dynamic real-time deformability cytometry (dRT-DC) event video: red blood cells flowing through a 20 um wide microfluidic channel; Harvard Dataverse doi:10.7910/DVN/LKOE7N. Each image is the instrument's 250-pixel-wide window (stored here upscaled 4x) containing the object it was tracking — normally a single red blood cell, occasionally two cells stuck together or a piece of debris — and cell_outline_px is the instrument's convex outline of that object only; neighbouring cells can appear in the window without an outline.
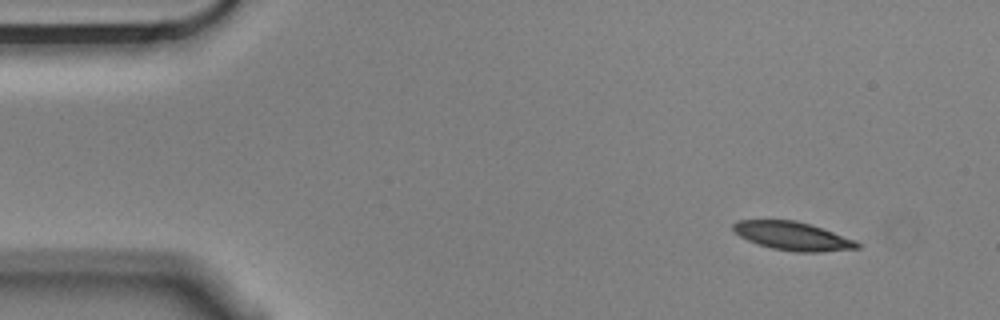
{"species": "Egyptian fruit bat (a non-hibernating species)", "species_latin": "Rousettus aegyptiacus", "temperature_condition": "cold", "stored_images_in_passage": 4, "segment_of_instrument_passage": [1, 2], "camera_frame_rate_fps": 3000, "um_per_image_px": 0.085, "animal": {"sex": "male"}, "frame": {"image": 1, "passage_image": 1, "time_ms": 0.0, "image_size_px": [1000, 320], "cell_outline_px": [[860, 248], [820, 252], [796, 252], [772, 248], [748, 240], [740, 236], [732, 228], [732, 224], [740, 220], [796, 220], [856, 240], [860, 244]], "centroid_in_image_um": [67.39, 20.07], "position_along_channel_um": 17.6, "area_um2": 20.23}}
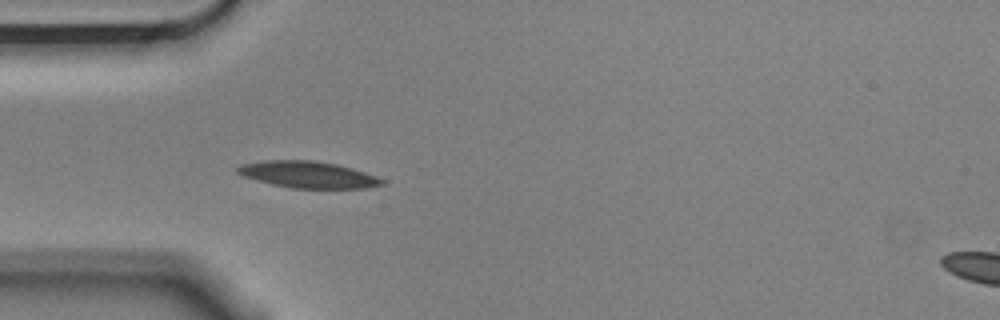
{"frame": {"image": 2, "passage_image": 3, "time_ms": 0.667, "image_size_px": [1000, 320], "cell_outline_px": [[384, 184], [364, 188], [292, 188], [272, 184], [244, 176], [236, 172], [236, 168], [240, 164], [264, 160], [312, 160], [336, 164], [352, 168], [376, 176], [384, 180]], "centroid_in_image_um": [26.16, 14.83], "position_along_channel_um": 58.8, "area_um2": 22.25}}